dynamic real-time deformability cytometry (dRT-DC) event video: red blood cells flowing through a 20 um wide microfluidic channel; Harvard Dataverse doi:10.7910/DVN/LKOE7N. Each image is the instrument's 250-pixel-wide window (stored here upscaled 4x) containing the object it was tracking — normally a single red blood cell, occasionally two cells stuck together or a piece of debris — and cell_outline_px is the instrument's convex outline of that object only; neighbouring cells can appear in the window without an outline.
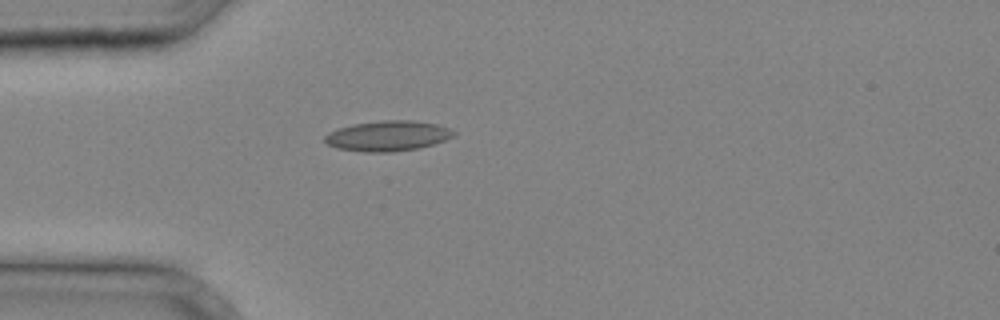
{"species": "common noctule bat (a hibernating species)", "species_latin": "Nyctalus noctula", "temperature_condition": "cold", "stored_images_in_passage": 25, "camera_frame_rate_fps": 3000, "um_per_image_px": 0.085, "animal": {"sex": "male", "body_mass_g": 20.4}, "frame": {"image": 1, "passage_image": 1, "time_ms": 0.0, "image_size_px": [1000, 320], "cell_outline_px": [[456, 136], [420, 148], [392, 152], [364, 152], [336, 148], [328, 144], [324, 140], [324, 136], [328, 132], [352, 124], [384, 120], [412, 120], [436, 124], [448, 128], [456, 132]], "centroid_in_image_um": [32.96, 11.55], "position_along_channel_um": 52.0, "area_um2": 22.77}}
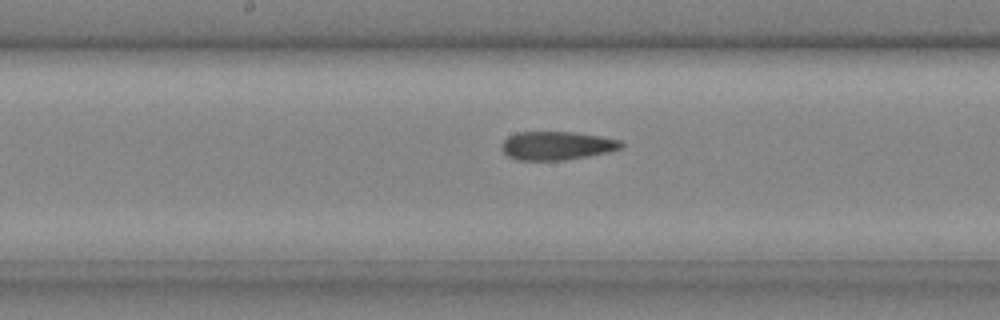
{"frame": {"image": 2, "passage_image": 10, "time_ms": 3.0, "image_size_px": [1000, 320], "cell_outline_px": [[624, 148], [608, 152], [560, 160], [516, 160], [508, 156], [500, 148], [500, 144], [508, 136], [516, 132], [576, 132], [600, 136], [620, 140], [624, 144]], "centroid_in_image_um": [47.3, 12.37], "position_along_channel_um": 200.9, "area_um2": 19.88}}
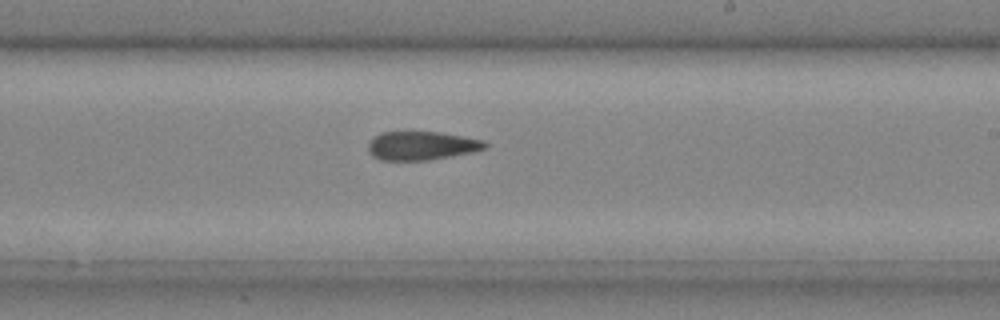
{"frame": {"image": 3, "passage_image": 13, "time_ms": 4.0, "image_size_px": [1000, 320], "cell_outline_px": [[488, 144], [484, 148], [472, 152], [452, 156], [428, 160], [380, 160], [372, 156], [368, 152], [368, 144], [380, 132], [440, 132], [464, 136], [484, 140]], "centroid_in_image_um": [35.83, 12.38], "position_along_channel_um": 253.2, "area_um2": 19.48}}